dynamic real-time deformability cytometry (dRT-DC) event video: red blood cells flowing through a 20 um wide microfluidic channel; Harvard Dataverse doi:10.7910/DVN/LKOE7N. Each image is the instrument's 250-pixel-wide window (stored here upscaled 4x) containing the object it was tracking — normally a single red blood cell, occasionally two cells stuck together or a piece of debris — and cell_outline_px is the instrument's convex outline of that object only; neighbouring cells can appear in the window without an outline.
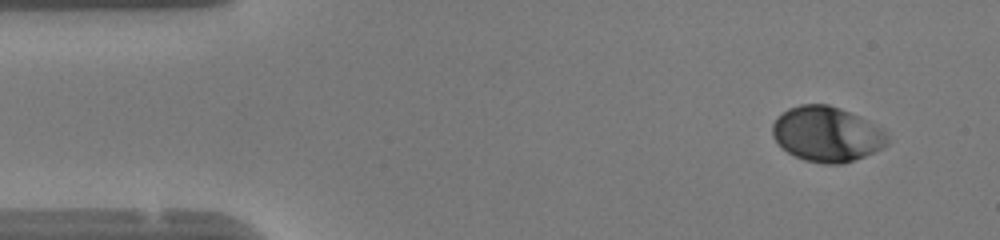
{"species": "human", "species_latin": "Homo sapiens", "temperature_condition": "warm", "stored_images_in_passage": 49, "camera_frame_rate_fps": 3000, "um_per_image_px": 0.085, "donor": {"sex": "female"}, "frame": {"image": 1, "passage_image": 4, "time_ms": 1.0, "image_size_px": [1000, 240], "cell_outline_px": [[888, 144], [864, 156], [840, 164], [824, 164], [804, 160], [788, 152], [772, 136], [772, 124], [788, 108], [800, 104], [828, 104], [840, 108], [884, 128], [888, 136]], "centroid_in_image_um": [70.29, 11.39], "position_along_channel_um": 14.7, "area_um2": 36.65}}
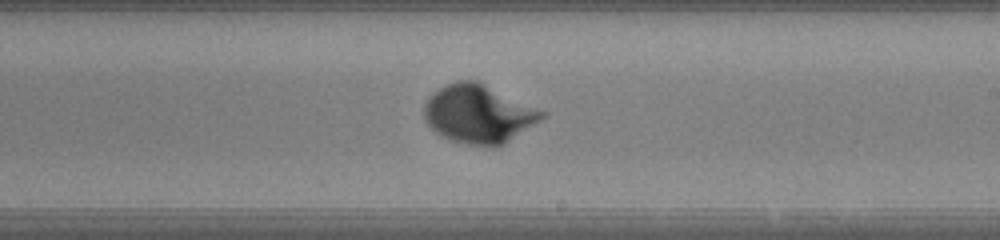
{"frame": {"image": 2, "passage_image": 28, "time_ms": 9.0, "image_size_px": [1000, 240], "cell_outline_px": [[548, 112], [540, 120], [504, 144], [492, 148], [468, 144], [448, 140], [436, 132], [424, 120], [424, 104], [428, 96], [432, 92], [456, 80], [476, 80]], "centroid_in_image_um": [40.66, 9.69], "position_along_channel_um": 248.3, "area_um2": 40.23}}
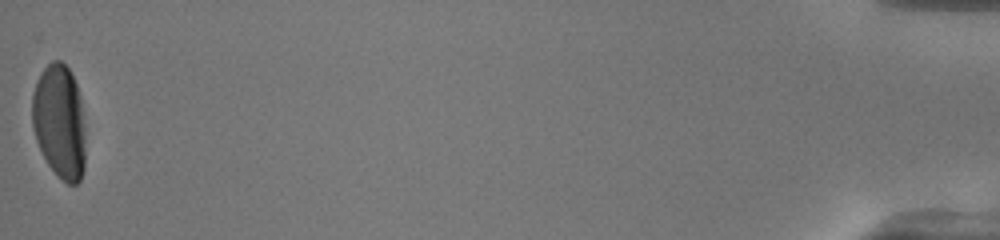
{"frame": {"image": 3, "passage_image": 49, "time_ms": 16.0, "image_size_px": [1000, 240], "cell_outline_px": [[84, 168], [80, 180], [76, 184], [68, 184], [48, 164], [36, 140], [32, 128], [32, 92], [36, 80], [40, 72], [52, 60], [60, 60], [68, 68], [76, 84], [80, 96], [84, 128]], "centroid_in_image_um": [5.03, 10.3], "position_along_channel_um": 430.2, "area_um2": 35.32}}